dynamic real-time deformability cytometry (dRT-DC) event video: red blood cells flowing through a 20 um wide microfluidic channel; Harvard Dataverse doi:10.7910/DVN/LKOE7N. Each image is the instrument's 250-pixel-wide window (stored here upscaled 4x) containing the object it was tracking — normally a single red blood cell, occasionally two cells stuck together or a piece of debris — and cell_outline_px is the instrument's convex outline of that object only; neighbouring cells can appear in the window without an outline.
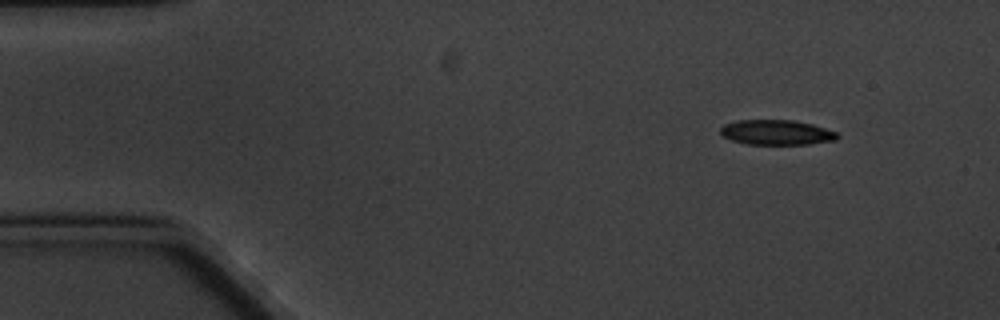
{"species": "common noctule bat (a hibernating species)", "species_latin": "Nyctalus noctula", "temperature_condition": "cold", "stored_images_in_passage": 4, "camera_frame_rate_fps": 3000, "um_per_image_px": 0.085, "animal": {"sex": "male", "body_mass_g": 20.1, "forearm_length_mm": 53.5}, "frame": {"image": 1, "passage_image": 1, "time_ms": 0.0, "image_size_px": [1000, 320], "cell_outline_px": [[840, 136], [836, 140], [808, 144], [748, 144], [732, 140], [724, 136], [720, 132], [720, 128], [724, 124], [736, 120], [792, 120], [812, 124], [836, 132]], "centroid_in_image_um": [66.0, 11.25], "position_along_channel_um": 19.0, "area_um2": 16.94}}
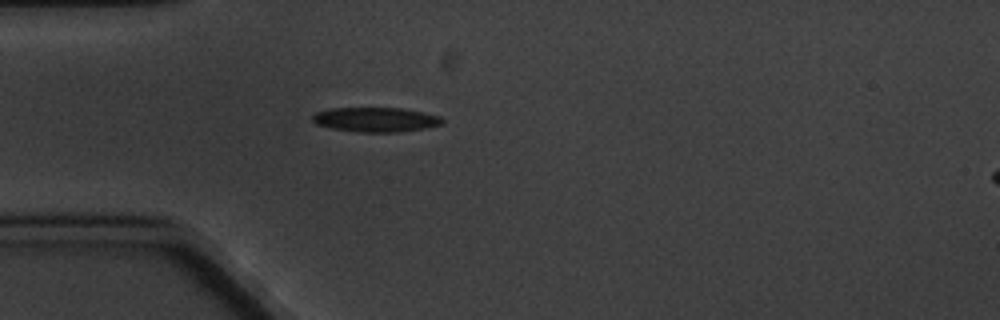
{"frame": {"image": 2, "passage_image": 4, "time_ms": 3.333, "image_size_px": [1000, 320], "cell_outline_px": [[444, 124], [424, 128], [400, 132], [360, 132], [332, 128], [316, 124], [312, 120], [312, 116], [316, 112], [332, 108], [400, 108], [424, 112], [440, 116], [444, 120]], "centroid_in_image_um": [31.96, 10.16], "position_along_channel_um": 53.0, "area_um2": 18.55}}